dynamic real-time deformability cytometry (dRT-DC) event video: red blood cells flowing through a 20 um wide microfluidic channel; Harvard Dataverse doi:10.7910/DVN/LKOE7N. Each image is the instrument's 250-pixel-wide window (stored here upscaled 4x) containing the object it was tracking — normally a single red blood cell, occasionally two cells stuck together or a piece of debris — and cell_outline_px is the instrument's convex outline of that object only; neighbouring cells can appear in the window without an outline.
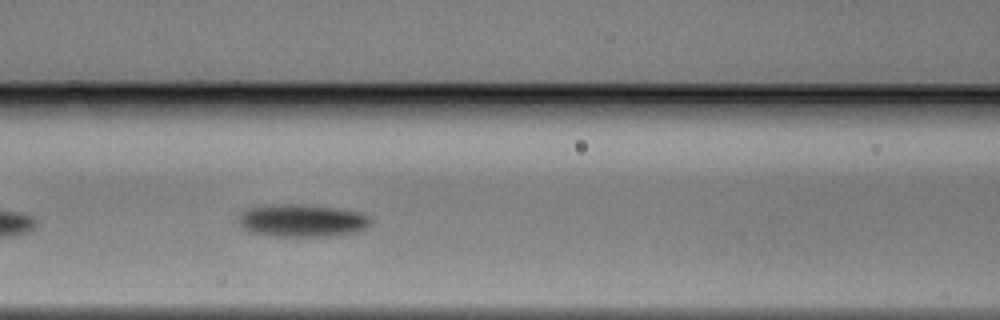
{"species": "Egyptian fruit bat (a non-hibernating species)", "species_latin": "Rousettus aegyptiacus", "temperature_condition": "warm", "stored_images_in_passage": 17, "camera_frame_rate_fps": 3000, "um_per_image_px": 0.085, "animal": {"sex": "male"}, "frame": {"image": 1, "passage_image": 8, "time_ms": 2.333, "image_size_px": [1000, 320], "cell_outline_px": [[372, 220], [364, 228], [356, 232], [332, 236], [268, 236], [248, 232], [240, 224], [240, 216], [248, 208], [272, 204], [300, 204], [332, 208], [356, 212], [368, 216]], "centroid_in_image_um": [25.63, 18.76], "position_along_channel_um": 141.0, "area_um2": 24.8}}